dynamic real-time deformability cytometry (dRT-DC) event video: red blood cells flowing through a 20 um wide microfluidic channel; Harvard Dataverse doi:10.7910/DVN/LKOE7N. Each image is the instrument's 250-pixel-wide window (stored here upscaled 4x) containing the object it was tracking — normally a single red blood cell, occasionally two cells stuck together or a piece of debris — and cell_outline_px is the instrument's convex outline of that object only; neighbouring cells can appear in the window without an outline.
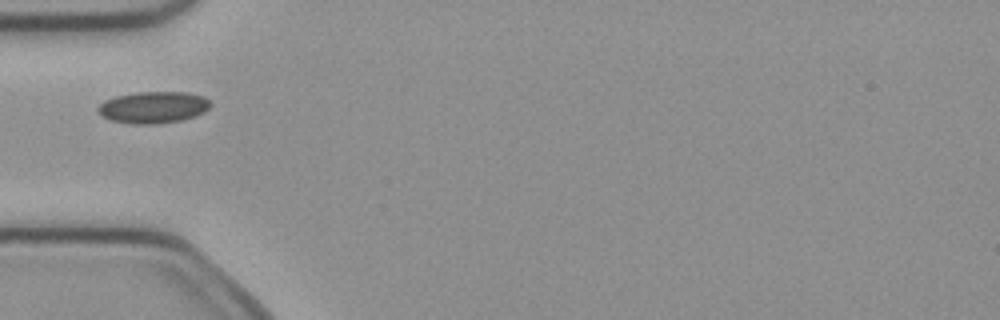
{"species": "common noctule bat (a hibernating species)", "species_latin": "Nyctalus noctula", "temperature_condition": "cold", "stored_images_in_passage": 1, "camera_frame_rate_fps": 3000, "um_per_image_px": 0.085, "animal": {"sex": "female", "body_mass_g": 21.9}, "frame": {"image": 1, "passage_image": 1, "time_ms": 0.0, "image_size_px": [1000, 320], "cell_outline_px": [[212, 104], [204, 112], [196, 116], [180, 120], [156, 124], [132, 124], [112, 120], [100, 116], [96, 108], [104, 100], [116, 96], [136, 92], [188, 92], [204, 96]], "centroid_in_image_um": [13.02, 9.12], "position_along_channel_um": 72.0, "area_um2": 20.92}}